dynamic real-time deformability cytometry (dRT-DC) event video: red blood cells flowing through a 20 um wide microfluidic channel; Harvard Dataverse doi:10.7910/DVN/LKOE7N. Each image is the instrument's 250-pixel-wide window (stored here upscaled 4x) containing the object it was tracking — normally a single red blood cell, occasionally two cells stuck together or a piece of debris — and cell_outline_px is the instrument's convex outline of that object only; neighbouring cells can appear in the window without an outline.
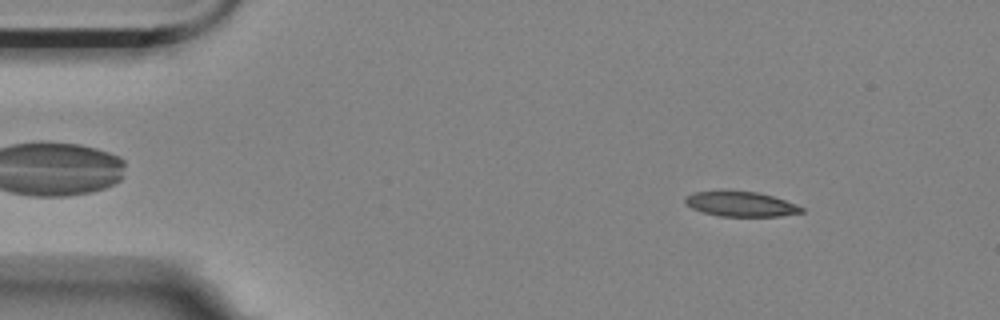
{"species": "Egyptian fruit bat (a non-hibernating species)", "species_latin": "Rousettus aegyptiacus", "temperature_condition": "room temperature", "stored_images_in_passage": 55, "camera_frame_rate_fps": 3000, "um_per_image_px": 0.085, "animal": {"sex": "female"}, "frame": {"image": 1, "passage_image": 6, "time_ms": 1.667, "image_size_px": [1000, 320], "cell_outline_px": [[804, 212], [780, 216], [720, 216], [704, 212], [692, 208], [684, 200], [688, 196], [696, 192], [756, 192], [772, 196], [784, 200], [804, 208]], "centroid_in_image_um": [63.02, 17.37], "position_along_channel_um": 22.0, "area_um2": 16.24}}
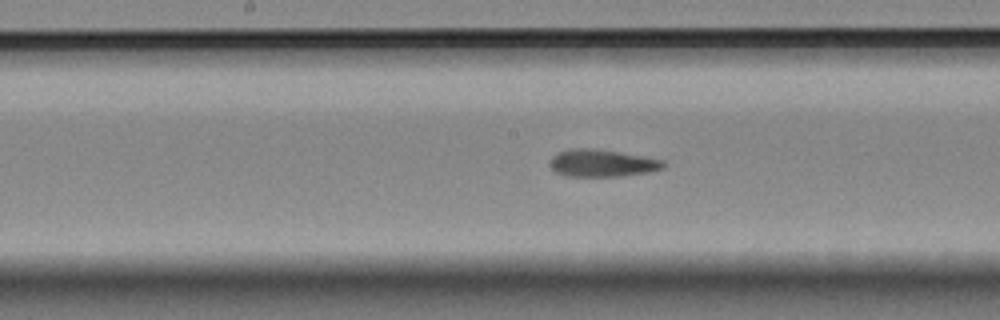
{"frame": {"image": 2, "passage_image": 27, "time_ms": 8.667, "image_size_px": [1000, 320], "cell_outline_px": [[664, 168], [648, 172], [620, 176], [568, 176], [556, 172], [552, 168], [552, 156], [556, 152], [568, 148], [596, 148], [620, 152], [664, 160]], "centroid_in_image_um": [51.17, 13.85], "position_along_channel_um": 197.0, "area_um2": 17.98}}
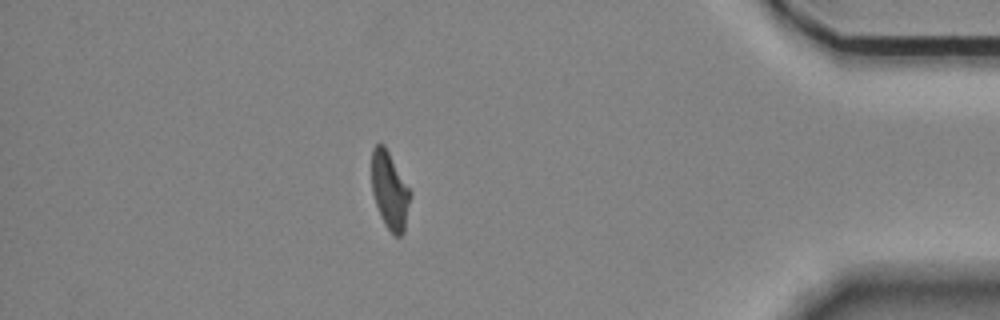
{"frame": {"image": 3, "passage_image": 48, "time_ms": 15.667, "image_size_px": [1000, 320], "cell_outline_px": [[412, 196], [404, 232], [400, 236], [396, 236], [384, 224], [380, 216], [372, 192], [372, 148], [376, 144], [384, 144], [412, 192]], "centroid_in_image_um": [33.15, 16.2], "position_along_channel_um": 402.1, "area_um2": 17.51}, "authors_computed_cell_mechanics": {"area_um2": 17.9758, "velocity_mm_per_s": 3.5237, "shape_relaxation_time_tau1_ms": 7.3521, "shape_relaxation_time_tau2_ms": 1.8276, "deformation_change_tau1": 0.191, "deformation_change_tau2": 0.1034}}